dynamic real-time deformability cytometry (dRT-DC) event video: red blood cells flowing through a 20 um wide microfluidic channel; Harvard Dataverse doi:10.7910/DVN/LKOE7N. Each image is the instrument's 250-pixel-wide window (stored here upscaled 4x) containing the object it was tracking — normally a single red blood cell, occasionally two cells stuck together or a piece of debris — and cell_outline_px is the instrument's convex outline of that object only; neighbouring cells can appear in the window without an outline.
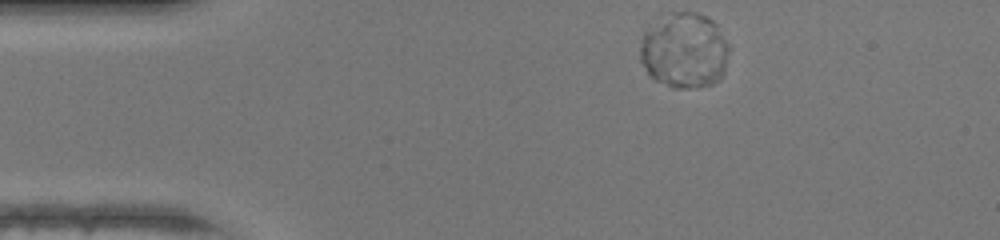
{"species": "human", "species_latin": "Homo sapiens", "temperature_condition": "warm", "stored_images_in_passage": 42, "camera_frame_rate_fps": 3000, "um_per_image_px": 0.085, "donor": {"sex": "female"}, "frame": {"image": 1, "passage_image": 1, "time_ms": 0.0, "image_size_px": [1000, 240], "cell_outline_px": [[728, 52], [724, 76], [720, 80], [712, 84], [696, 88], [672, 88], [652, 80], [648, 76], [640, 60], [640, 40], [644, 32], [672, 12], [696, 12], [712, 20], [716, 24], [728, 44]], "centroid_in_image_um": [58.17, 4.35], "position_along_channel_um": 26.8, "area_um2": 39.36}}
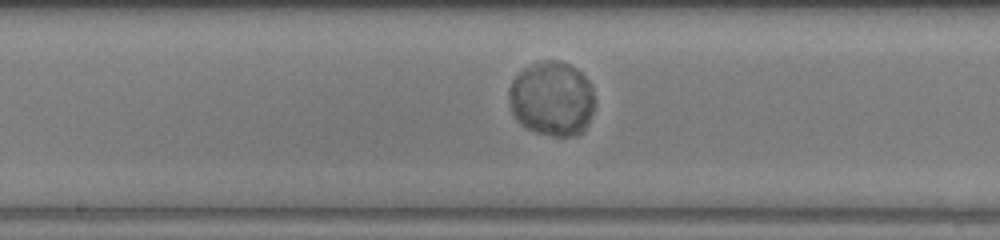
{"frame": {"image": 2, "passage_image": 18, "time_ms": 5.667, "image_size_px": [1000, 240], "cell_outline_px": [[592, 112], [588, 124], [584, 132], [576, 136], [552, 136], [536, 132], [520, 124], [512, 112], [508, 92], [508, 88], [512, 80], [524, 68], [548, 60], [556, 60], [568, 64], [576, 68], [592, 84]], "centroid_in_image_um": [46.91, 8.41], "position_along_channel_um": 201.3, "area_um2": 37.11}}
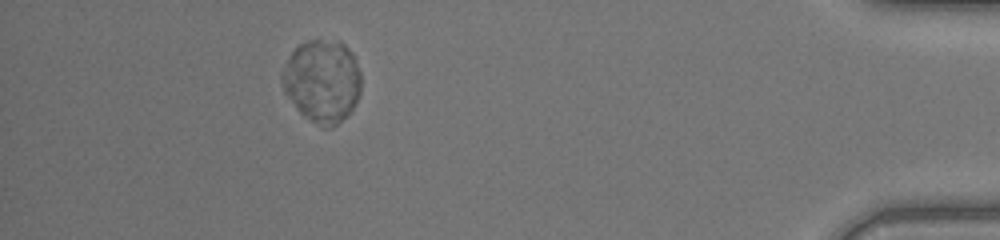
{"frame": {"image": 3, "passage_image": 37, "time_ms": 12.0, "image_size_px": [1000, 240], "cell_outline_px": [[360, 92], [356, 104], [336, 124], [328, 128], [320, 128], [300, 112], [296, 108], [284, 92], [280, 76], [280, 72], [292, 52], [300, 44], [308, 40], [340, 40], [352, 52], [360, 72]], "centroid_in_image_um": [27.37, 6.88], "position_along_channel_um": 407.8, "area_um2": 38.21}, "authors_computed_cell_mechanics": {"area_um2": 37.859, "velocity_mm_per_s": 4.1824, "shape_relaxation_time_tau1_ms": 1.1154, "shape_relaxation_time_tau2_ms": null, "deformation_change_tau1": 0.0181, "deformation_change_tau2": null}}